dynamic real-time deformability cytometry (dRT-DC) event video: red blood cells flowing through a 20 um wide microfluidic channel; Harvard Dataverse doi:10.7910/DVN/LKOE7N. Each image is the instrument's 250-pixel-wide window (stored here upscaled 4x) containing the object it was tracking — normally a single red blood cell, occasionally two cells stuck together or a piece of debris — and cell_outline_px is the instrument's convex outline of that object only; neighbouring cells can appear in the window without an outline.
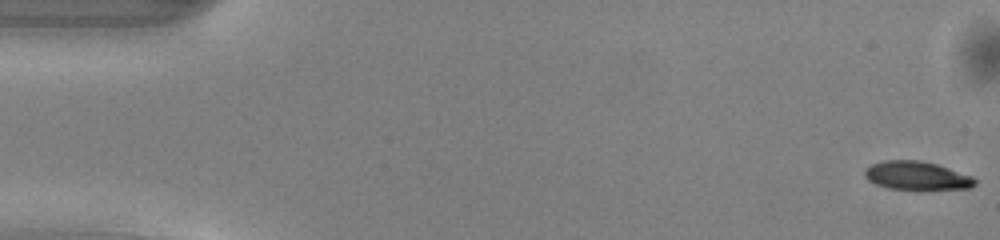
{"species": "common noctule bat (a hibernating species)", "species_latin": "Nyctalus noctula", "temperature_condition": "warm", "stored_images_in_passage": 50, "camera_frame_rate_fps": 3000, "um_per_image_px": 0.085, "animal": {"sex": "male", "body_mass_g": 13.0, "forearm_length_mm": 53.1}, "frame": {"image": 1, "passage_image": 1, "time_ms": 0.0, "image_size_px": [1000, 240], "cell_outline_px": [[976, 184], [972, 188], [924, 192], [916, 192], [888, 188], [876, 184], [868, 180], [864, 176], [864, 168], [872, 164], [884, 160], [920, 160], [936, 164], [972, 176], [976, 180]], "centroid_in_image_um": [77.94, 14.99], "position_along_channel_um": 7.1, "area_um2": 19.25}}
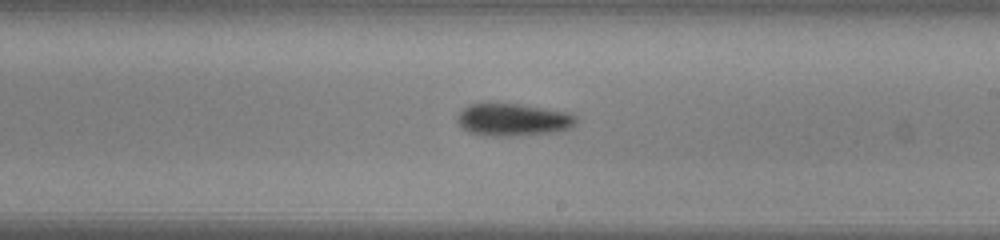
{"frame": {"image": 2, "passage_image": 29, "time_ms": 9.333, "image_size_px": [1000, 240], "cell_outline_px": [[576, 120], [572, 128], [556, 132], [516, 136], [488, 136], [468, 132], [456, 120], [456, 116], [468, 104], [480, 100], [484, 100], [520, 104], [568, 112], [576, 116]], "centroid_in_image_um": [43.55, 10.14], "position_along_channel_um": 245.4, "area_um2": 23.29}}
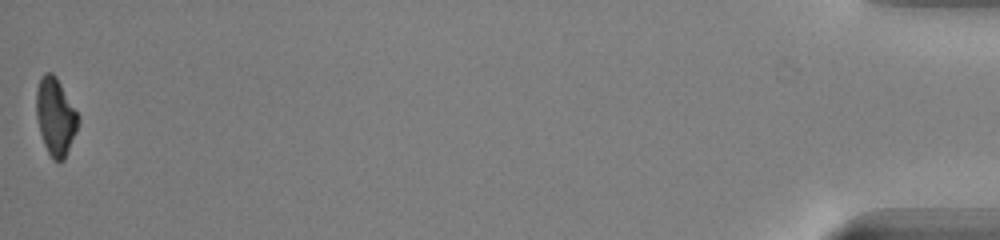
{"frame": {"image": 3, "passage_image": 50, "time_ms": 16.333, "image_size_px": [1000, 240], "cell_outline_px": [[80, 120], [76, 132], [64, 160], [52, 160], [44, 144], [40, 132], [36, 116], [36, 92], [40, 76], [44, 72], [52, 72], [56, 76], [80, 116]], "centroid_in_image_um": [4.72, 9.88], "position_along_channel_um": 430.5, "area_um2": 19.02}, "authors_computed_cell_mechanics": {"area_um2": 20.4034, "velocity_mm_per_s": 4.115, "shape_relaxation_time_tau1_ms": 2.8348, "shape_relaxation_time_tau2_ms": null, "deformation_change_tau1": 0.1365, "deformation_change_tau2": null}}